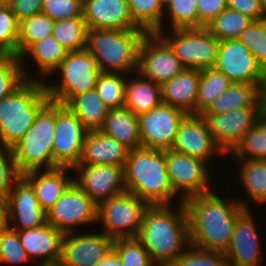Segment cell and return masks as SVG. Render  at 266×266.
<instances>
[{"mask_svg": "<svg viewBox=\"0 0 266 266\" xmlns=\"http://www.w3.org/2000/svg\"><path fill=\"white\" fill-rule=\"evenodd\" d=\"M191 245L225 253L228 249L236 218L249 209L243 201H226L213 191L194 195L183 201Z\"/></svg>", "mask_w": 266, "mask_h": 266, "instance_id": "obj_1", "label": "cell"}, {"mask_svg": "<svg viewBox=\"0 0 266 266\" xmlns=\"http://www.w3.org/2000/svg\"><path fill=\"white\" fill-rule=\"evenodd\" d=\"M180 204L177 215L168 204L149 205L144 212L137 238L157 266H170L185 251L183 244H190L187 213Z\"/></svg>", "mask_w": 266, "mask_h": 266, "instance_id": "obj_2", "label": "cell"}, {"mask_svg": "<svg viewBox=\"0 0 266 266\" xmlns=\"http://www.w3.org/2000/svg\"><path fill=\"white\" fill-rule=\"evenodd\" d=\"M124 176L127 192L149 205L169 204L176 195L166 171L165 150L145 147L131 150Z\"/></svg>", "mask_w": 266, "mask_h": 266, "instance_id": "obj_3", "label": "cell"}, {"mask_svg": "<svg viewBox=\"0 0 266 266\" xmlns=\"http://www.w3.org/2000/svg\"><path fill=\"white\" fill-rule=\"evenodd\" d=\"M46 84L26 80L11 95L0 100V141L13 148L33 125L39 111L50 101Z\"/></svg>", "mask_w": 266, "mask_h": 266, "instance_id": "obj_4", "label": "cell"}, {"mask_svg": "<svg viewBox=\"0 0 266 266\" xmlns=\"http://www.w3.org/2000/svg\"><path fill=\"white\" fill-rule=\"evenodd\" d=\"M146 32L142 29H88L86 50L102 73H118L138 68V51Z\"/></svg>", "mask_w": 266, "mask_h": 266, "instance_id": "obj_5", "label": "cell"}, {"mask_svg": "<svg viewBox=\"0 0 266 266\" xmlns=\"http://www.w3.org/2000/svg\"><path fill=\"white\" fill-rule=\"evenodd\" d=\"M55 129V102L49 101L38 113L33 125L24 137L12 148L16 170L20 176L53 168L52 145Z\"/></svg>", "mask_w": 266, "mask_h": 266, "instance_id": "obj_6", "label": "cell"}, {"mask_svg": "<svg viewBox=\"0 0 266 266\" xmlns=\"http://www.w3.org/2000/svg\"><path fill=\"white\" fill-rule=\"evenodd\" d=\"M58 69L62 72L60 86L45 87L50 100L62 105L79 94L95 89L101 73L95 58L86 49L67 52Z\"/></svg>", "mask_w": 266, "mask_h": 266, "instance_id": "obj_7", "label": "cell"}, {"mask_svg": "<svg viewBox=\"0 0 266 266\" xmlns=\"http://www.w3.org/2000/svg\"><path fill=\"white\" fill-rule=\"evenodd\" d=\"M175 36L163 38L186 69L214 68L220 41L205 27L173 29ZM175 37V38H174Z\"/></svg>", "mask_w": 266, "mask_h": 266, "instance_id": "obj_8", "label": "cell"}, {"mask_svg": "<svg viewBox=\"0 0 266 266\" xmlns=\"http://www.w3.org/2000/svg\"><path fill=\"white\" fill-rule=\"evenodd\" d=\"M148 206L147 202L126 191L97 205V221L103 222L105 234L113 239L137 237Z\"/></svg>", "mask_w": 266, "mask_h": 266, "instance_id": "obj_9", "label": "cell"}, {"mask_svg": "<svg viewBox=\"0 0 266 266\" xmlns=\"http://www.w3.org/2000/svg\"><path fill=\"white\" fill-rule=\"evenodd\" d=\"M87 133L88 130L66 105L55 102L53 168L73 169L79 164Z\"/></svg>", "mask_w": 266, "mask_h": 266, "instance_id": "obj_10", "label": "cell"}, {"mask_svg": "<svg viewBox=\"0 0 266 266\" xmlns=\"http://www.w3.org/2000/svg\"><path fill=\"white\" fill-rule=\"evenodd\" d=\"M214 68L232 83L266 85V71L238 39L220 41Z\"/></svg>", "mask_w": 266, "mask_h": 266, "instance_id": "obj_11", "label": "cell"}, {"mask_svg": "<svg viewBox=\"0 0 266 266\" xmlns=\"http://www.w3.org/2000/svg\"><path fill=\"white\" fill-rule=\"evenodd\" d=\"M47 223L70 233L71 227L97 222V204L73 182L46 213Z\"/></svg>", "mask_w": 266, "mask_h": 266, "instance_id": "obj_12", "label": "cell"}, {"mask_svg": "<svg viewBox=\"0 0 266 266\" xmlns=\"http://www.w3.org/2000/svg\"><path fill=\"white\" fill-rule=\"evenodd\" d=\"M214 141L226 154L263 117V107H244L220 114H201Z\"/></svg>", "mask_w": 266, "mask_h": 266, "instance_id": "obj_13", "label": "cell"}, {"mask_svg": "<svg viewBox=\"0 0 266 266\" xmlns=\"http://www.w3.org/2000/svg\"><path fill=\"white\" fill-rule=\"evenodd\" d=\"M185 115L184 111L163 103L138 115L142 147L170 150L175 142L179 123Z\"/></svg>", "mask_w": 266, "mask_h": 266, "instance_id": "obj_14", "label": "cell"}, {"mask_svg": "<svg viewBox=\"0 0 266 266\" xmlns=\"http://www.w3.org/2000/svg\"><path fill=\"white\" fill-rule=\"evenodd\" d=\"M137 69L144 78L162 85L179 74L184 67L157 33H146L139 46Z\"/></svg>", "mask_w": 266, "mask_h": 266, "instance_id": "obj_15", "label": "cell"}, {"mask_svg": "<svg viewBox=\"0 0 266 266\" xmlns=\"http://www.w3.org/2000/svg\"><path fill=\"white\" fill-rule=\"evenodd\" d=\"M166 171L170 184L175 193L184 191L182 202L194 195L211 192L208 187V172L204 161L178 153L165 150Z\"/></svg>", "mask_w": 266, "mask_h": 266, "instance_id": "obj_16", "label": "cell"}, {"mask_svg": "<svg viewBox=\"0 0 266 266\" xmlns=\"http://www.w3.org/2000/svg\"><path fill=\"white\" fill-rule=\"evenodd\" d=\"M79 179L74 182L98 205L127 191L124 167L101 165H77Z\"/></svg>", "mask_w": 266, "mask_h": 266, "instance_id": "obj_17", "label": "cell"}, {"mask_svg": "<svg viewBox=\"0 0 266 266\" xmlns=\"http://www.w3.org/2000/svg\"><path fill=\"white\" fill-rule=\"evenodd\" d=\"M171 150L207 162L217 151L223 153L201 114H186L179 123Z\"/></svg>", "mask_w": 266, "mask_h": 266, "instance_id": "obj_18", "label": "cell"}, {"mask_svg": "<svg viewBox=\"0 0 266 266\" xmlns=\"http://www.w3.org/2000/svg\"><path fill=\"white\" fill-rule=\"evenodd\" d=\"M64 233L60 262L64 266H94L113 249L114 239L103 234Z\"/></svg>", "mask_w": 266, "mask_h": 266, "instance_id": "obj_19", "label": "cell"}, {"mask_svg": "<svg viewBox=\"0 0 266 266\" xmlns=\"http://www.w3.org/2000/svg\"><path fill=\"white\" fill-rule=\"evenodd\" d=\"M13 185L11 186L13 191L10 190L7 198L8 226L9 219L15 220V218L20 221V226L10 228L16 231L44 225L47 222L46 212L40 207L31 185L22 176Z\"/></svg>", "mask_w": 266, "mask_h": 266, "instance_id": "obj_20", "label": "cell"}, {"mask_svg": "<svg viewBox=\"0 0 266 266\" xmlns=\"http://www.w3.org/2000/svg\"><path fill=\"white\" fill-rule=\"evenodd\" d=\"M82 16L88 29H140L131 18L127 0H83Z\"/></svg>", "mask_w": 266, "mask_h": 266, "instance_id": "obj_21", "label": "cell"}, {"mask_svg": "<svg viewBox=\"0 0 266 266\" xmlns=\"http://www.w3.org/2000/svg\"><path fill=\"white\" fill-rule=\"evenodd\" d=\"M249 209L235 221L230 245L224 255L228 266H257L259 263L257 231Z\"/></svg>", "mask_w": 266, "mask_h": 266, "instance_id": "obj_22", "label": "cell"}, {"mask_svg": "<svg viewBox=\"0 0 266 266\" xmlns=\"http://www.w3.org/2000/svg\"><path fill=\"white\" fill-rule=\"evenodd\" d=\"M130 150L99 130L88 131L78 165H115L125 167Z\"/></svg>", "mask_w": 266, "mask_h": 266, "instance_id": "obj_23", "label": "cell"}, {"mask_svg": "<svg viewBox=\"0 0 266 266\" xmlns=\"http://www.w3.org/2000/svg\"><path fill=\"white\" fill-rule=\"evenodd\" d=\"M200 70L184 68L179 74L161 85L162 103L196 114Z\"/></svg>", "mask_w": 266, "mask_h": 266, "instance_id": "obj_24", "label": "cell"}, {"mask_svg": "<svg viewBox=\"0 0 266 266\" xmlns=\"http://www.w3.org/2000/svg\"><path fill=\"white\" fill-rule=\"evenodd\" d=\"M18 237L29 259L43 257L42 263L60 261L63 233L49 223L17 231Z\"/></svg>", "mask_w": 266, "mask_h": 266, "instance_id": "obj_25", "label": "cell"}, {"mask_svg": "<svg viewBox=\"0 0 266 266\" xmlns=\"http://www.w3.org/2000/svg\"><path fill=\"white\" fill-rule=\"evenodd\" d=\"M68 169L71 168L56 167L45 170L42 174L35 170L22 175L33 188L40 207L46 213L74 182V179L65 176Z\"/></svg>", "mask_w": 266, "mask_h": 266, "instance_id": "obj_26", "label": "cell"}, {"mask_svg": "<svg viewBox=\"0 0 266 266\" xmlns=\"http://www.w3.org/2000/svg\"><path fill=\"white\" fill-rule=\"evenodd\" d=\"M99 131L114 138L130 151L142 147L138 116L129 108L109 109L104 124Z\"/></svg>", "mask_w": 266, "mask_h": 266, "instance_id": "obj_27", "label": "cell"}, {"mask_svg": "<svg viewBox=\"0 0 266 266\" xmlns=\"http://www.w3.org/2000/svg\"><path fill=\"white\" fill-rule=\"evenodd\" d=\"M266 85L232 83L201 114H220L244 107H263L262 91Z\"/></svg>", "mask_w": 266, "mask_h": 266, "instance_id": "obj_28", "label": "cell"}, {"mask_svg": "<svg viewBox=\"0 0 266 266\" xmlns=\"http://www.w3.org/2000/svg\"><path fill=\"white\" fill-rule=\"evenodd\" d=\"M66 106L88 131L99 130L103 126L109 111L96 89L73 97Z\"/></svg>", "mask_w": 266, "mask_h": 266, "instance_id": "obj_29", "label": "cell"}, {"mask_svg": "<svg viewBox=\"0 0 266 266\" xmlns=\"http://www.w3.org/2000/svg\"><path fill=\"white\" fill-rule=\"evenodd\" d=\"M161 104V85L150 79L126 82L124 107L129 108L137 116Z\"/></svg>", "mask_w": 266, "mask_h": 266, "instance_id": "obj_30", "label": "cell"}, {"mask_svg": "<svg viewBox=\"0 0 266 266\" xmlns=\"http://www.w3.org/2000/svg\"><path fill=\"white\" fill-rule=\"evenodd\" d=\"M232 82L215 68L200 70L196 114H201Z\"/></svg>", "mask_w": 266, "mask_h": 266, "instance_id": "obj_31", "label": "cell"}, {"mask_svg": "<svg viewBox=\"0 0 266 266\" xmlns=\"http://www.w3.org/2000/svg\"><path fill=\"white\" fill-rule=\"evenodd\" d=\"M133 22L146 33H161L162 0H127Z\"/></svg>", "mask_w": 266, "mask_h": 266, "instance_id": "obj_32", "label": "cell"}, {"mask_svg": "<svg viewBox=\"0 0 266 266\" xmlns=\"http://www.w3.org/2000/svg\"><path fill=\"white\" fill-rule=\"evenodd\" d=\"M67 50L52 35L32 44L21 57L28 53L38 63L40 71L45 74L57 71L61 61L65 58Z\"/></svg>", "mask_w": 266, "mask_h": 266, "instance_id": "obj_33", "label": "cell"}, {"mask_svg": "<svg viewBox=\"0 0 266 266\" xmlns=\"http://www.w3.org/2000/svg\"><path fill=\"white\" fill-rule=\"evenodd\" d=\"M54 21L43 13L19 22L18 58L34 43L52 35Z\"/></svg>", "mask_w": 266, "mask_h": 266, "instance_id": "obj_34", "label": "cell"}, {"mask_svg": "<svg viewBox=\"0 0 266 266\" xmlns=\"http://www.w3.org/2000/svg\"><path fill=\"white\" fill-rule=\"evenodd\" d=\"M254 21L240 12L226 8L205 27L219 41L237 39Z\"/></svg>", "mask_w": 266, "mask_h": 266, "instance_id": "obj_35", "label": "cell"}, {"mask_svg": "<svg viewBox=\"0 0 266 266\" xmlns=\"http://www.w3.org/2000/svg\"><path fill=\"white\" fill-rule=\"evenodd\" d=\"M87 25L84 18H71L54 22L52 36L68 51L86 48Z\"/></svg>", "mask_w": 266, "mask_h": 266, "instance_id": "obj_36", "label": "cell"}, {"mask_svg": "<svg viewBox=\"0 0 266 266\" xmlns=\"http://www.w3.org/2000/svg\"><path fill=\"white\" fill-rule=\"evenodd\" d=\"M243 160L241 177L249 195L259 203L266 202V159Z\"/></svg>", "mask_w": 266, "mask_h": 266, "instance_id": "obj_37", "label": "cell"}, {"mask_svg": "<svg viewBox=\"0 0 266 266\" xmlns=\"http://www.w3.org/2000/svg\"><path fill=\"white\" fill-rule=\"evenodd\" d=\"M239 159H266V117H262L231 151Z\"/></svg>", "mask_w": 266, "mask_h": 266, "instance_id": "obj_38", "label": "cell"}, {"mask_svg": "<svg viewBox=\"0 0 266 266\" xmlns=\"http://www.w3.org/2000/svg\"><path fill=\"white\" fill-rule=\"evenodd\" d=\"M126 81L116 73H100L95 89L109 109L124 107Z\"/></svg>", "mask_w": 266, "mask_h": 266, "instance_id": "obj_39", "label": "cell"}, {"mask_svg": "<svg viewBox=\"0 0 266 266\" xmlns=\"http://www.w3.org/2000/svg\"><path fill=\"white\" fill-rule=\"evenodd\" d=\"M19 60L20 58L9 54L0 57V100L11 95L28 80Z\"/></svg>", "mask_w": 266, "mask_h": 266, "instance_id": "obj_40", "label": "cell"}, {"mask_svg": "<svg viewBox=\"0 0 266 266\" xmlns=\"http://www.w3.org/2000/svg\"><path fill=\"white\" fill-rule=\"evenodd\" d=\"M113 249L118 254L122 266L155 265L137 237L114 239Z\"/></svg>", "mask_w": 266, "mask_h": 266, "instance_id": "obj_41", "label": "cell"}, {"mask_svg": "<svg viewBox=\"0 0 266 266\" xmlns=\"http://www.w3.org/2000/svg\"><path fill=\"white\" fill-rule=\"evenodd\" d=\"M266 71V19L254 21L237 38Z\"/></svg>", "mask_w": 266, "mask_h": 266, "instance_id": "obj_42", "label": "cell"}, {"mask_svg": "<svg viewBox=\"0 0 266 266\" xmlns=\"http://www.w3.org/2000/svg\"><path fill=\"white\" fill-rule=\"evenodd\" d=\"M19 21L9 6L0 7V48L18 57Z\"/></svg>", "mask_w": 266, "mask_h": 266, "instance_id": "obj_43", "label": "cell"}, {"mask_svg": "<svg viewBox=\"0 0 266 266\" xmlns=\"http://www.w3.org/2000/svg\"><path fill=\"white\" fill-rule=\"evenodd\" d=\"M185 250L170 266H228L223 252L193 247Z\"/></svg>", "mask_w": 266, "mask_h": 266, "instance_id": "obj_44", "label": "cell"}, {"mask_svg": "<svg viewBox=\"0 0 266 266\" xmlns=\"http://www.w3.org/2000/svg\"><path fill=\"white\" fill-rule=\"evenodd\" d=\"M164 5L168 6L173 29L197 28V0H168Z\"/></svg>", "mask_w": 266, "mask_h": 266, "instance_id": "obj_45", "label": "cell"}, {"mask_svg": "<svg viewBox=\"0 0 266 266\" xmlns=\"http://www.w3.org/2000/svg\"><path fill=\"white\" fill-rule=\"evenodd\" d=\"M29 260L17 231L10 226L0 229V262L20 263Z\"/></svg>", "mask_w": 266, "mask_h": 266, "instance_id": "obj_46", "label": "cell"}, {"mask_svg": "<svg viewBox=\"0 0 266 266\" xmlns=\"http://www.w3.org/2000/svg\"><path fill=\"white\" fill-rule=\"evenodd\" d=\"M83 0H43L42 13L54 22L71 18H83Z\"/></svg>", "mask_w": 266, "mask_h": 266, "instance_id": "obj_47", "label": "cell"}, {"mask_svg": "<svg viewBox=\"0 0 266 266\" xmlns=\"http://www.w3.org/2000/svg\"><path fill=\"white\" fill-rule=\"evenodd\" d=\"M4 148L5 149L2 150L0 147V198L7 199L12 184L20 177V175L15 167L12 149L8 147Z\"/></svg>", "mask_w": 266, "mask_h": 266, "instance_id": "obj_48", "label": "cell"}, {"mask_svg": "<svg viewBox=\"0 0 266 266\" xmlns=\"http://www.w3.org/2000/svg\"><path fill=\"white\" fill-rule=\"evenodd\" d=\"M227 8V0H197V28L206 27Z\"/></svg>", "mask_w": 266, "mask_h": 266, "instance_id": "obj_49", "label": "cell"}, {"mask_svg": "<svg viewBox=\"0 0 266 266\" xmlns=\"http://www.w3.org/2000/svg\"><path fill=\"white\" fill-rule=\"evenodd\" d=\"M227 8L240 12L253 21L266 19L259 0H227Z\"/></svg>", "mask_w": 266, "mask_h": 266, "instance_id": "obj_50", "label": "cell"}, {"mask_svg": "<svg viewBox=\"0 0 266 266\" xmlns=\"http://www.w3.org/2000/svg\"><path fill=\"white\" fill-rule=\"evenodd\" d=\"M43 0H11L9 7L20 22L23 19L42 13Z\"/></svg>", "mask_w": 266, "mask_h": 266, "instance_id": "obj_51", "label": "cell"}, {"mask_svg": "<svg viewBox=\"0 0 266 266\" xmlns=\"http://www.w3.org/2000/svg\"><path fill=\"white\" fill-rule=\"evenodd\" d=\"M94 266H122V262L115 252L112 249L108 254H106L100 261H98Z\"/></svg>", "mask_w": 266, "mask_h": 266, "instance_id": "obj_52", "label": "cell"}, {"mask_svg": "<svg viewBox=\"0 0 266 266\" xmlns=\"http://www.w3.org/2000/svg\"><path fill=\"white\" fill-rule=\"evenodd\" d=\"M8 227L7 199L0 198V229Z\"/></svg>", "mask_w": 266, "mask_h": 266, "instance_id": "obj_53", "label": "cell"}, {"mask_svg": "<svg viewBox=\"0 0 266 266\" xmlns=\"http://www.w3.org/2000/svg\"><path fill=\"white\" fill-rule=\"evenodd\" d=\"M263 98V116L266 117V88L262 91Z\"/></svg>", "mask_w": 266, "mask_h": 266, "instance_id": "obj_54", "label": "cell"}, {"mask_svg": "<svg viewBox=\"0 0 266 266\" xmlns=\"http://www.w3.org/2000/svg\"><path fill=\"white\" fill-rule=\"evenodd\" d=\"M39 266H64L60 261L42 263Z\"/></svg>", "mask_w": 266, "mask_h": 266, "instance_id": "obj_55", "label": "cell"}, {"mask_svg": "<svg viewBox=\"0 0 266 266\" xmlns=\"http://www.w3.org/2000/svg\"><path fill=\"white\" fill-rule=\"evenodd\" d=\"M259 3L264 15L266 16V0H259Z\"/></svg>", "mask_w": 266, "mask_h": 266, "instance_id": "obj_56", "label": "cell"}, {"mask_svg": "<svg viewBox=\"0 0 266 266\" xmlns=\"http://www.w3.org/2000/svg\"><path fill=\"white\" fill-rule=\"evenodd\" d=\"M11 0H0V7H5L10 5Z\"/></svg>", "mask_w": 266, "mask_h": 266, "instance_id": "obj_57", "label": "cell"}, {"mask_svg": "<svg viewBox=\"0 0 266 266\" xmlns=\"http://www.w3.org/2000/svg\"><path fill=\"white\" fill-rule=\"evenodd\" d=\"M6 55V53L0 48V57Z\"/></svg>", "mask_w": 266, "mask_h": 266, "instance_id": "obj_58", "label": "cell"}]
</instances>
